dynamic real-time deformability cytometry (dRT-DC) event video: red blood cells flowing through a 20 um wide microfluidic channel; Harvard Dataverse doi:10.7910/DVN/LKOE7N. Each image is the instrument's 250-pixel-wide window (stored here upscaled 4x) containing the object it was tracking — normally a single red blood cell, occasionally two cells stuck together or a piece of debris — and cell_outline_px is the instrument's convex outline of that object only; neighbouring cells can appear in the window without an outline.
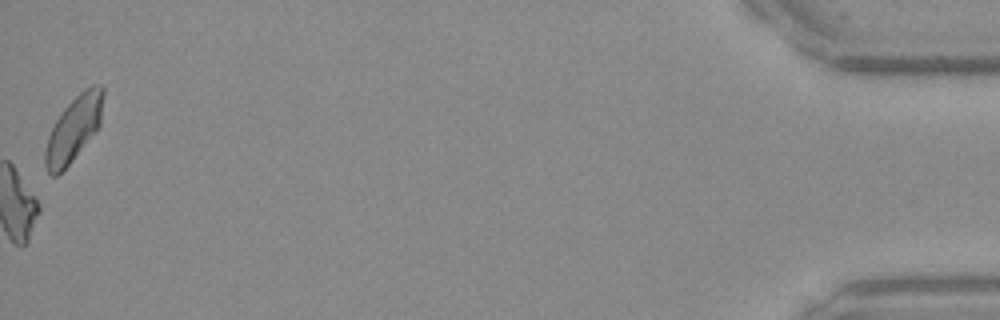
{"species": "Egyptian fruit bat (a non-hibernating species)", "species_latin": "Rousettus aegyptiacus", "temperature_condition": "warm", "stored_images_in_passage": 41, "camera_frame_rate_fps": 3000, "um_per_image_px": 0.085, "frame": {"image": 1, "passage_image": 41, "time_ms": 13.333, "image_size_px": [1000, 320], "cell_outline_px": [[104, 96], [100, 124], [96, 132], [72, 160], [56, 176], [52, 176], [48, 172], [44, 164], [44, 152], [48, 136], [56, 120], [64, 108], [84, 88], [92, 84], [100, 84], [104, 88]], "centroid_in_image_um": [6.28, 10.92], "position_along_channel_um": 428.9, "area_um2": 21.96}}